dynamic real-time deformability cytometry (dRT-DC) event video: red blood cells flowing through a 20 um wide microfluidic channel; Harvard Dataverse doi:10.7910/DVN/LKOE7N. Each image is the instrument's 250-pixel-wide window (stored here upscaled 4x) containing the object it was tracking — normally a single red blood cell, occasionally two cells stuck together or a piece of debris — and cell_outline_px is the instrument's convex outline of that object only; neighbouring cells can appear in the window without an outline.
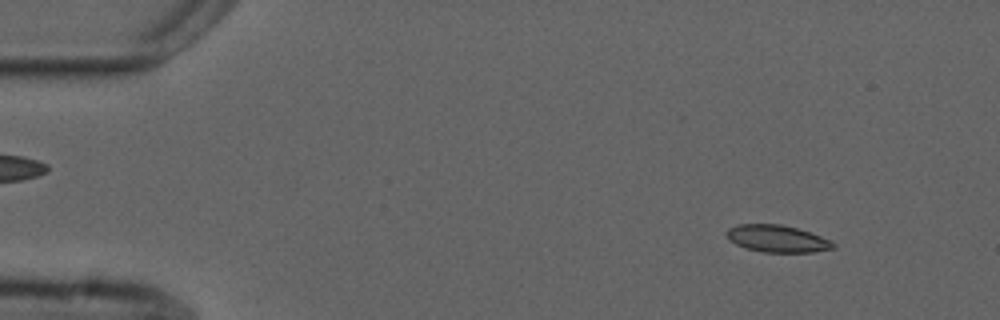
{"species": "common noctule bat (a hibernating species)", "species_latin": "Nyctalus noctula", "temperature_condition": "cold", "stored_images_in_passage": 54, "camera_frame_rate_fps": 3000, "um_per_image_px": 0.085, "animal": {"sex": "male", "forearm_length_mm": 52.5}, "frame": {"image": 1, "passage_image": 5, "time_ms": 1.333, "image_size_px": [1000, 320], "cell_outline_px": [[836, 248], [812, 252], [764, 252], [748, 248], [736, 244], [728, 240], [724, 232], [728, 228], [740, 224], [780, 224], [796, 228], [832, 240], [836, 244]], "centroid_in_image_um": [66.06, 20.28], "position_along_channel_um": 18.9, "area_um2": 16.82}}
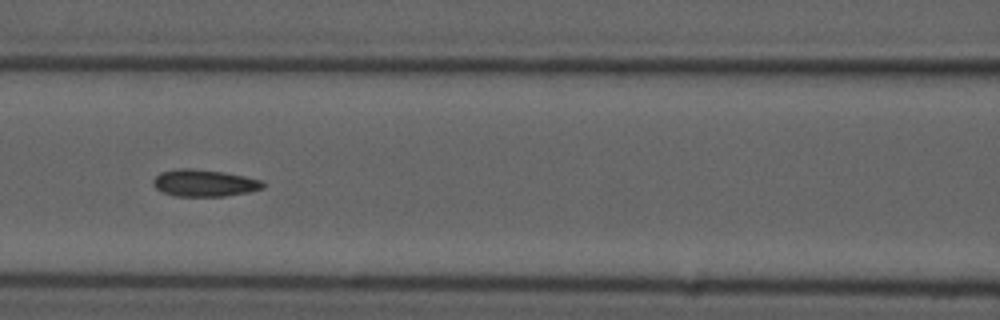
{"frame": {"image": 2, "passage_image": 23, "time_ms": 7.333, "image_size_px": [1000, 320], "cell_outline_px": [[264, 188], [248, 192], [224, 196], [176, 196], [160, 192], [152, 184], [152, 180], [160, 172], [176, 168], [192, 168], [224, 172], [264, 180]], "centroid_in_image_um": [17.34, 15.55], "position_along_channel_um": 149.3, "area_um2": 17.46}}
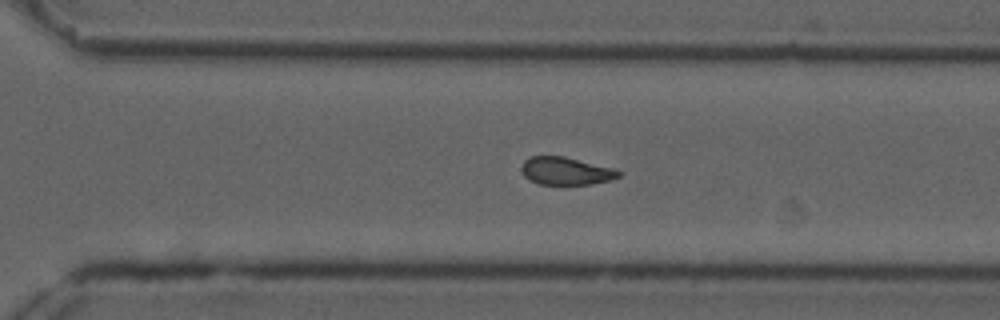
{"frame": {"image": 3, "passage_image": 37, "time_ms": 12.0, "image_size_px": [1000, 320], "cell_outline_px": [[624, 172], [620, 176], [612, 180], [592, 184], [540, 184], [528, 180], [524, 176], [520, 168], [524, 160], [528, 156], [564, 156], [612, 168]], "centroid_in_image_um": [48.09, 14.53], "position_along_channel_um": 322.5, "area_um2": 15.84}, "authors_computed_cell_mechanics": {"area_um2": 16.7909, "velocity_mm_per_s": 3.7276, "shape_relaxation_time_tau1_ms": null, "shape_relaxation_time_tau2_ms": 2.5182, "deformation_change_tau1": null, "deformation_change_tau2": 0.0809}}